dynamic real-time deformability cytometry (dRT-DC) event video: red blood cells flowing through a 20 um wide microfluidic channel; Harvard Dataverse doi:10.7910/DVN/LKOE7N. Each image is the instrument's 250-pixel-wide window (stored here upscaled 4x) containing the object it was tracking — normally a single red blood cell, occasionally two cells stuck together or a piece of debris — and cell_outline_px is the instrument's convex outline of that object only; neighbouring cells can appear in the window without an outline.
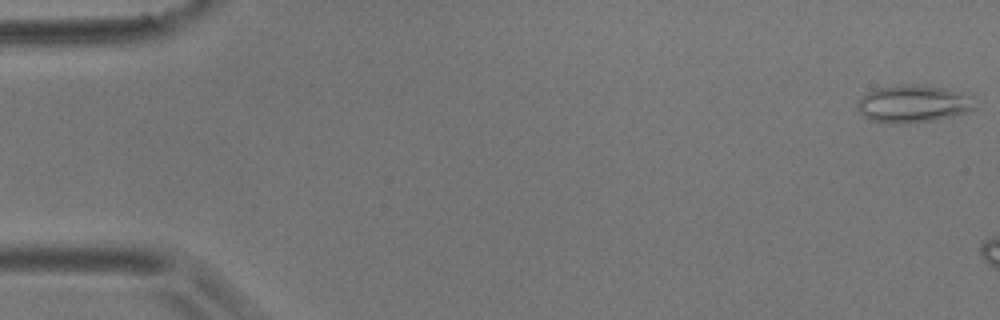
{"species": "common noctule bat (a hibernating species)", "species_latin": "Nyctalus noctula", "temperature_condition": "room temperature", "stored_images_in_passage": 10, "camera_frame_rate_fps": 3000, "um_per_image_px": 0.085, "animal": {"sex": "male", "body_mass_g": 17.9}, "frame": {"image": 1, "passage_image": 1, "time_ms": 0.0, "image_size_px": [1000, 320], "cell_outline_px": [[976, 108], [972, 112], [932, 120], [904, 124], [896, 124], [868, 120], [856, 108], [856, 104], [864, 92], [872, 88], [900, 84], [912, 84], [944, 88], [968, 96]], "centroid_in_image_um": [77.52, 8.83], "position_along_channel_um": 7.5, "area_um2": 25.84}}